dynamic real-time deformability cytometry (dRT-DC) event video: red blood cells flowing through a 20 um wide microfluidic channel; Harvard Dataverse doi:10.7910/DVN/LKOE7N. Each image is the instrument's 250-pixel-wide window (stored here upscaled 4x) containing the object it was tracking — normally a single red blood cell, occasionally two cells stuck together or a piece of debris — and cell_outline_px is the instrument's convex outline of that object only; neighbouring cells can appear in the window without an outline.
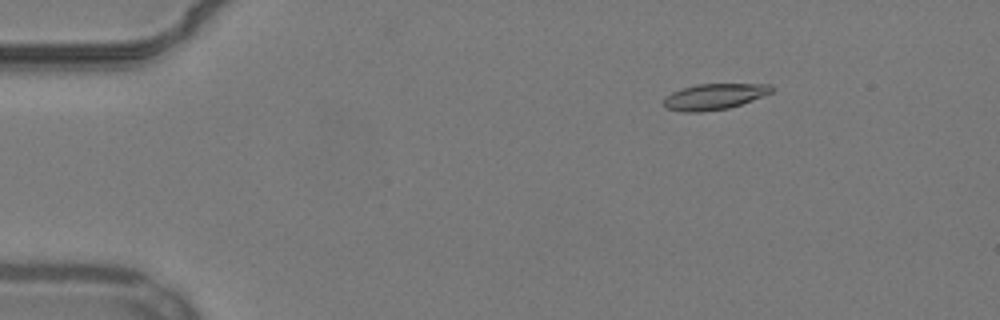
{"species": "common noctule bat (a hibernating species)", "species_latin": "Nyctalus noctula", "temperature_condition": "warm", "stored_images_in_passage": 50, "camera_frame_rate_fps": 3000, "um_per_image_px": 0.085, "animal": {"sex": "male", "body_mass_g": 19.2, "forearm_length_mm": 51.8}, "frame": {"image": 1, "passage_image": 4, "time_ms": 1.0, "image_size_px": [1000, 320], "cell_outline_px": [[772, 92], [752, 100], [728, 108], [700, 112], [684, 112], [668, 108], [664, 104], [664, 96], [672, 92], [696, 84], [768, 84], [772, 88]], "centroid_in_image_um": [60.68, 8.21], "position_along_channel_um": 24.3, "area_um2": 16.01}}
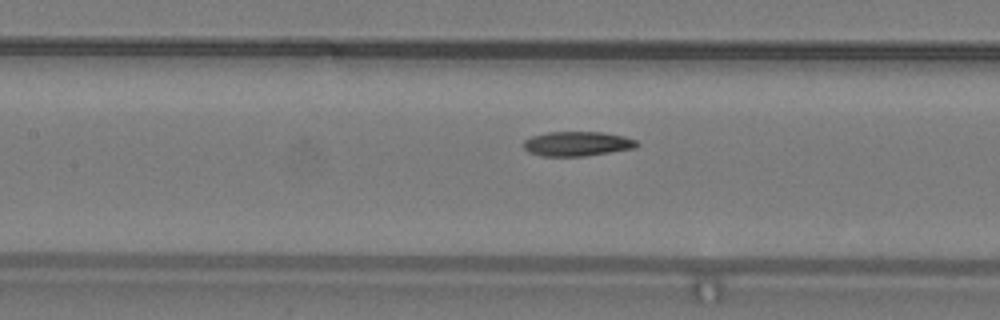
{"frame": {"image": 2, "passage_image": 21, "time_ms": 6.667, "image_size_px": [1000, 320], "cell_outline_px": [[640, 144], [636, 148], [584, 156], [540, 156], [528, 152], [524, 148], [524, 140], [532, 136], [548, 132], [600, 132], [624, 136], [636, 140]], "centroid_in_image_um": [49.07, 12.22], "position_along_channel_um": 158.3, "area_um2": 16.24}}
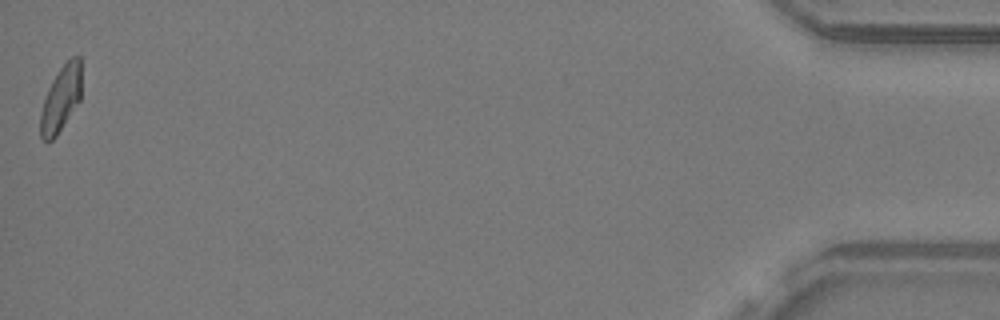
{"frame": {"image": 3, "passage_image": 50, "time_ms": 16.333, "image_size_px": [1000, 320], "cell_outline_px": [[80, 100], [56, 136], [48, 144], [40, 136], [40, 112], [48, 88], [52, 80], [60, 68], [72, 56], [80, 56]], "centroid_in_image_um": [5.15, 8.42], "position_along_channel_um": 430.0, "area_um2": 15.55}, "authors_computed_cell_mechanics": {"area_um2": 16.5019, "velocity_mm_per_s": 3.8277, "shape_relaxation_time_tau1_ms": 8.2512, "shape_relaxation_time_tau2_ms": 5.1619, "deformation_change_tau1": 0.1914, "deformation_change_tau2": 0.1106}}